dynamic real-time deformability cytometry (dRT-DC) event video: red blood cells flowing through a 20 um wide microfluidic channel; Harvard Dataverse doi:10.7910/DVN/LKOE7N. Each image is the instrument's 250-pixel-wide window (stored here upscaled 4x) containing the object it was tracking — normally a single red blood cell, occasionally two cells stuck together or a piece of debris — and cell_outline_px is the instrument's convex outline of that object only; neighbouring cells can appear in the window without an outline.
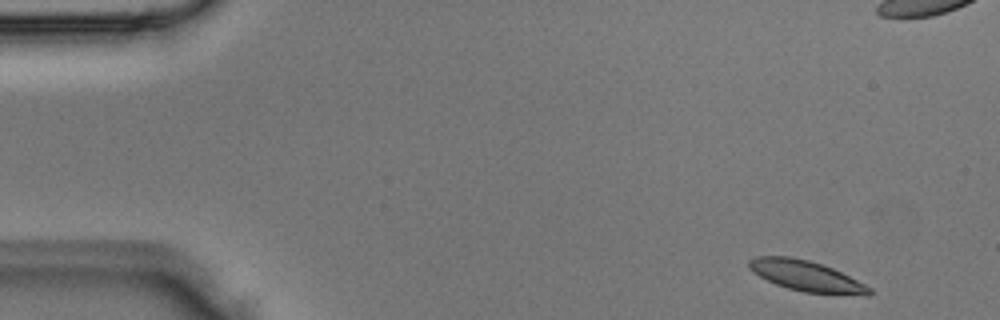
{"species": "Egyptian fruit bat (a non-hibernating species)", "species_latin": "Rousettus aegyptiacus", "temperature_condition": "room temperature", "stored_images_in_passage": 3, "segment_of_instrument_passage": [2, 2], "camera_frame_rate_fps": 3000, "um_per_image_px": 0.085, "animal": {"sex": "male"}, "frame": {"image": 1, "passage_image": 3, "time_ms": 0.667, "image_size_px": [1000, 320], "cell_outline_px": [[872, 292], [868, 296], [864, 296], [804, 292], [788, 288], [776, 284], [752, 272], [748, 268], [748, 260], [756, 256], [792, 256], [808, 260], [832, 268], [872, 288]], "centroid_in_image_um": [68.52, 23.46], "position_along_channel_um": 16.5, "area_um2": 21.39}}